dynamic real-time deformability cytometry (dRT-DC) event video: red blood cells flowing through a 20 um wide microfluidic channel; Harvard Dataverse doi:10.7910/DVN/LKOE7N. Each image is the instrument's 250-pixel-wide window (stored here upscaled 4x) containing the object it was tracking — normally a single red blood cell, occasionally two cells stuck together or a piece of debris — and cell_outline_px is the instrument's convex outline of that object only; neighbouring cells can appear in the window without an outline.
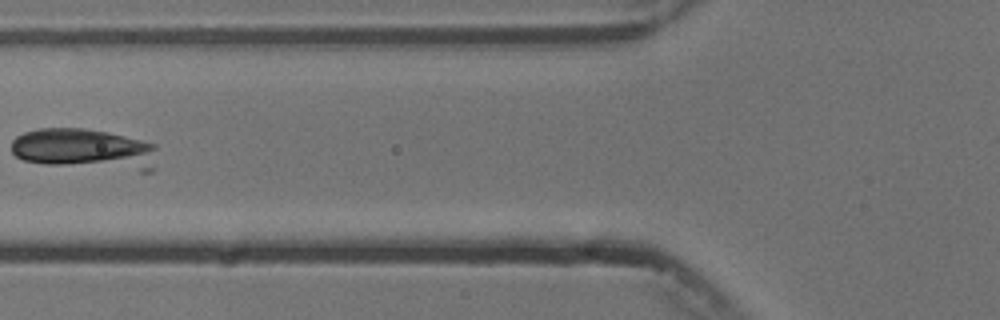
{"species": "common noctule bat (a hibernating species)", "species_latin": "Nyctalus noctula", "temperature_condition": "cold", "stored_images_in_passage": 8, "camera_frame_rate_fps": 3000, "um_per_image_px": 0.085, "animal": {"sex": "male", "body_mass_g": 13.3}, "frame": {"image": 1, "passage_image": 6, "time_ms": 6.0, "image_size_px": [1000, 320], "cell_outline_px": [[156, 148], [152, 172], [140, 172], [44, 164], [24, 160], [16, 156], [12, 152], [12, 140], [16, 136], [24, 132], [36, 128], [84, 128], [108, 132], [156, 144]], "centroid_in_image_um": [7.2, 12.7], "position_along_channel_um": 118.6, "area_um2": 35.26}}